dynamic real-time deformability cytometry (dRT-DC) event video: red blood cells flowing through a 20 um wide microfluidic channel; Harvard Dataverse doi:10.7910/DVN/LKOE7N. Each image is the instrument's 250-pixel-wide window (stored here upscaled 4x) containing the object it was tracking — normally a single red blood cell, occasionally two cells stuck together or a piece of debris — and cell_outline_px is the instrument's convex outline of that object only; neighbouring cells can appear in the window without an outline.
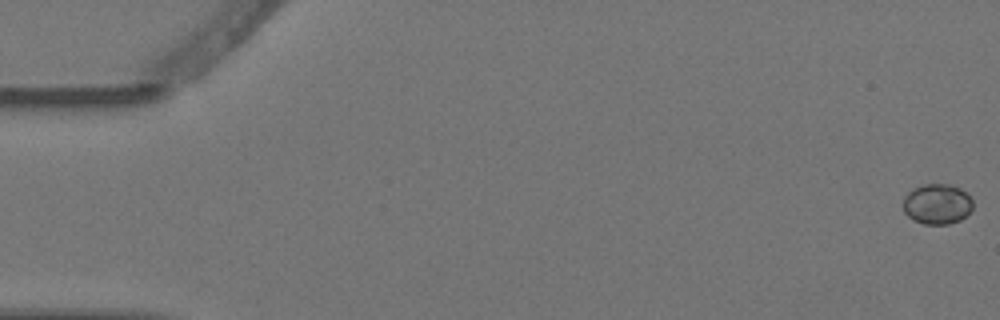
{"species": "Egyptian fruit bat (a non-hibernating species)", "species_latin": "Rousettus aegyptiacus", "temperature_condition": "warm", "stored_images_in_passage": 6, "camera_frame_rate_fps": 3000, "um_per_image_px": 0.085, "animal": {"sex": "female"}, "frame": {"image": 1, "passage_image": 1, "time_ms": 0.0, "image_size_px": [1000, 320], "cell_outline_px": [[972, 208], [960, 220], [948, 224], [924, 224], [912, 220], [904, 212], [904, 196], [912, 188], [924, 184], [948, 184], [960, 188], [968, 192], [972, 200]], "centroid_in_image_um": [79.65, 17.33], "position_along_channel_um": 5.4, "area_um2": 16.47}}
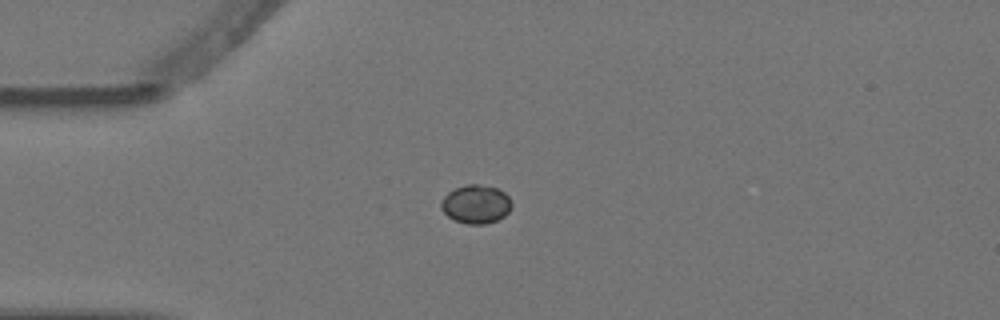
{"frame": {"image": 2, "passage_image": 5, "time_ms": 1.333, "image_size_px": [1000, 320], "cell_outline_px": [[512, 208], [504, 216], [496, 220], [484, 224], [468, 224], [452, 220], [440, 208], [440, 200], [448, 192], [456, 188], [468, 184], [480, 184], [496, 188], [504, 192], [508, 196], [512, 204]], "centroid_in_image_um": [40.43, 17.36], "position_along_channel_um": 44.6, "area_um2": 15.95}}
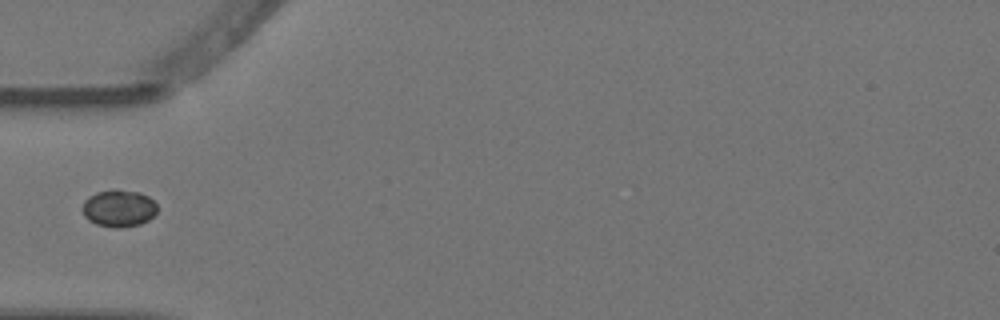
{"frame": {"image": 3, "passage_image": 6, "time_ms": 1.667, "image_size_px": [1000, 320], "cell_outline_px": [[156, 212], [148, 220], [140, 224], [120, 228], [116, 228], [96, 224], [88, 220], [84, 216], [80, 208], [84, 200], [96, 192], [140, 192], [148, 196], [156, 204]], "centroid_in_image_um": [10.06, 17.75], "position_along_channel_um": 74.9, "area_um2": 15.78}}